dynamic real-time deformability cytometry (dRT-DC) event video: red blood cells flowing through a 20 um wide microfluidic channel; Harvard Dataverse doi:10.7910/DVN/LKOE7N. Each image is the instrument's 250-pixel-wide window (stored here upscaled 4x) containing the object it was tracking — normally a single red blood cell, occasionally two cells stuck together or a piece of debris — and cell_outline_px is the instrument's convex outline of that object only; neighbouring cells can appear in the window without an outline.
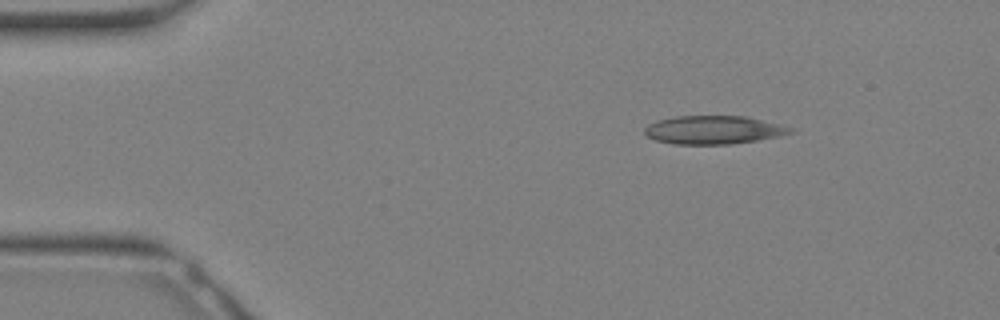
{"species": "Egyptian fruit bat (a non-hibernating species)", "species_latin": "Rousettus aegyptiacus", "temperature_condition": "warm", "stored_images_in_passage": 8, "camera_frame_rate_fps": 3000, "um_per_image_px": 0.085, "animal": {"sex": "female"}, "frame": {"image": 1, "passage_image": 1, "time_ms": 0.0, "image_size_px": [1000, 320], "cell_outline_px": [[796, 132], [780, 136], [756, 140], [728, 144], [672, 144], [656, 140], [648, 136], [644, 132], [644, 128], [648, 124], [656, 120], [676, 116], [748, 116], [796, 128]], "centroid_in_image_um": [60.69, 11.03], "position_along_channel_um": 24.3, "area_um2": 24.28}}
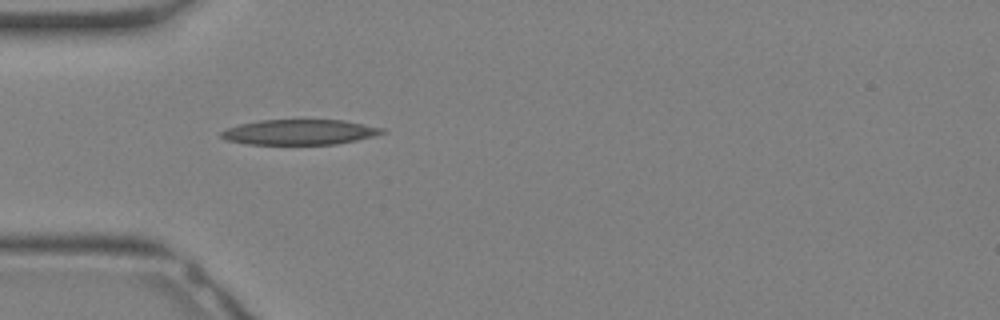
{"frame": {"image": 2, "passage_image": 6, "time_ms": 1.667, "image_size_px": [1000, 320], "cell_outline_px": [[388, 132], [356, 140], [336, 144], [248, 144], [228, 140], [220, 136], [220, 132], [228, 128], [240, 124], [260, 120], [344, 120], [384, 128]], "centroid_in_image_um": [25.49, 11.22], "position_along_channel_um": 59.5, "area_um2": 23.52}}
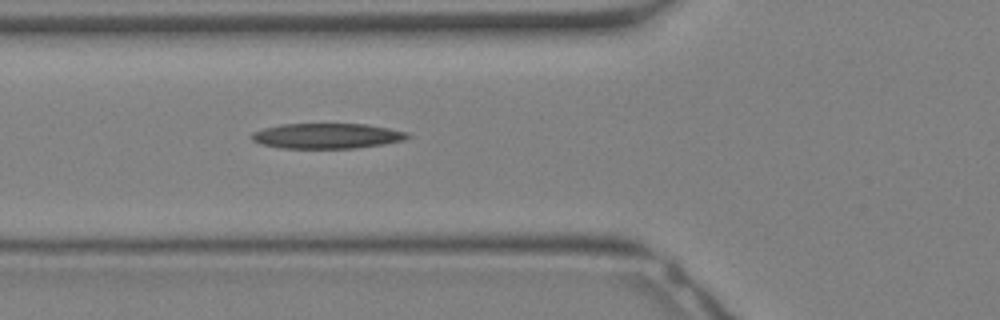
{"frame": {"image": 3, "passage_image": 8, "time_ms": 2.333, "image_size_px": [1000, 320], "cell_outline_px": [[412, 136], [404, 140], [384, 144], [356, 148], [280, 148], [260, 144], [252, 140], [252, 132], [264, 128], [280, 124], [364, 124], [388, 128], [408, 132]], "centroid_in_image_um": [27.8, 11.55], "position_along_channel_um": 98.0, "area_um2": 23.0}}